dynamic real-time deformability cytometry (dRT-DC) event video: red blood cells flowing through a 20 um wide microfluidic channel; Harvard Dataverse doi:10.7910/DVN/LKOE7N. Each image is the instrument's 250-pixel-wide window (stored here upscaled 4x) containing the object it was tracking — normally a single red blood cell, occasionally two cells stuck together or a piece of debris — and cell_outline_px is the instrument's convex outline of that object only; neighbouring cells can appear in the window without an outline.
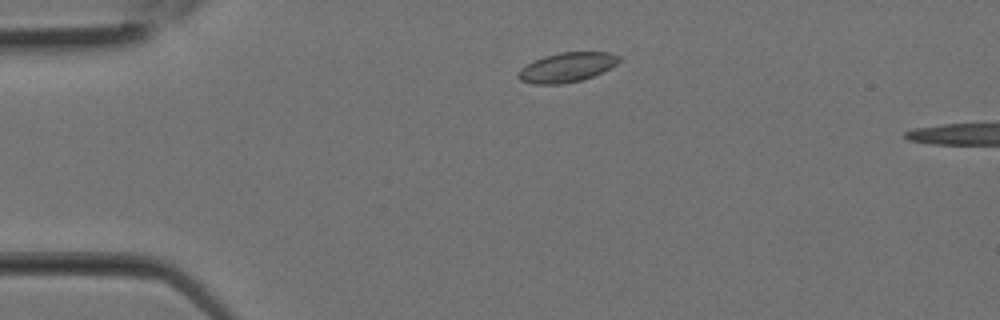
{"species": "Egyptian fruit bat (a non-hibernating species)", "species_latin": "Rousettus aegyptiacus", "temperature_condition": "room temperature", "stored_images_in_passage": 11, "camera_frame_rate_fps": 3000, "um_per_image_px": 0.085, "animal": {"sex": "female"}, "frame": {"image": 1, "passage_image": 1, "time_ms": 0.0, "image_size_px": [1000, 320], "cell_outline_px": [[620, 60], [616, 64], [592, 76], [580, 80], [560, 84], [532, 84], [520, 80], [516, 76], [520, 68], [544, 56], [560, 52], [608, 52], [620, 56]], "centroid_in_image_um": [48.15, 5.72], "position_along_channel_um": 36.9, "area_um2": 17.11}}
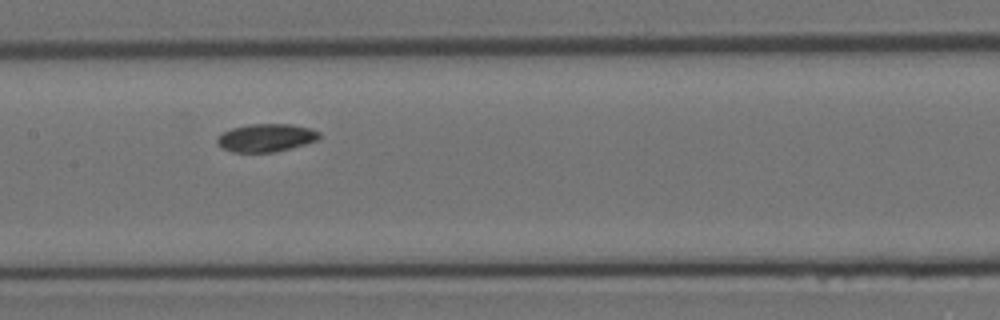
{"frame": {"image": 2, "passage_image": 8, "time_ms": 2.333, "image_size_px": [1000, 320], "cell_outline_px": [[320, 140], [276, 152], [232, 152], [224, 148], [216, 140], [224, 132], [232, 128], [248, 124], [292, 124], [312, 128], [320, 132]], "centroid_in_image_um": [22.69, 11.7], "position_along_channel_um": 184.7, "area_um2": 16.65}}
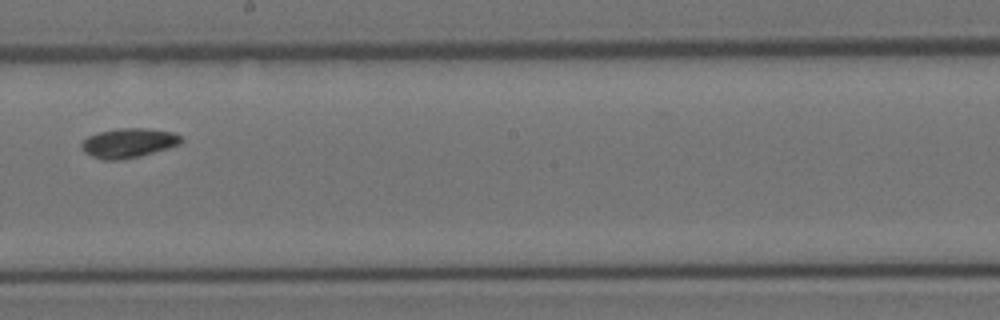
{"frame": {"image": 3, "passage_image": 10, "time_ms": 3.0, "image_size_px": [1000, 320], "cell_outline_px": [[184, 140], [180, 144], [168, 148], [140, 156], [120, 160], [100, 160], [84, 152], [80, 148], [80, 144], [88, 136], [100, 132], [116, 128], [144, 128], [172, 132], [180, 136]], "centroid_in_image_um": [10.9, 12.16], "position_along_channel_um": 237.3, "area_um2": 17.17}}